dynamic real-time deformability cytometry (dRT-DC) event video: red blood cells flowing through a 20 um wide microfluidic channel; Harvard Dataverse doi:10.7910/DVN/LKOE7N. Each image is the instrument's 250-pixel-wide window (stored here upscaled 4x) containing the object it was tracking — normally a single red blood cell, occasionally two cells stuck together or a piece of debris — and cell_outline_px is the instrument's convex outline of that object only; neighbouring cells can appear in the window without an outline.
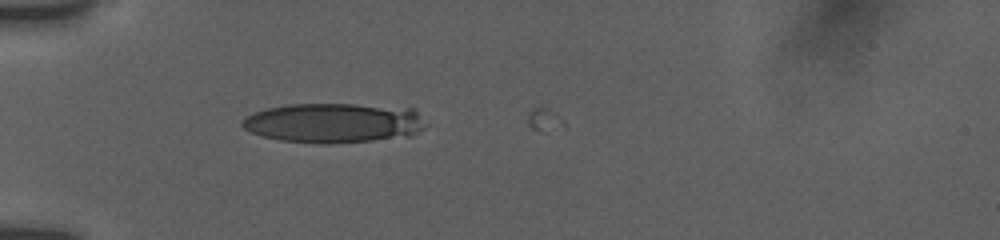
{"species": "human", "species_latin": "Homo sapiens", "temperature_condition": "room temperature", "stored_images_in_passage": 3, "camera_frame_rate_fps": 3000, "um_per_image_px": 0.085, "donor": {"sex": "female"}, "frame": {"image": 1, "passage_image": 1, "time_ms": 0.0, "image_size_px": [1000, 240], "cell_outline_px": [[428, 124], [424, 128], [408, 136], [372, 140], [328, 144], [320, 144], [280, 140], [264, 136], [252, 132], [244, 128], [240, 124], [240, 120], [244, 116], [268, 108], [288, 104], [352, 104], [412, 108]], "centroid_in_image_um": [28.34, 10.44], "position_along_channel_um": 56.7, "area_um2": 42.43}}